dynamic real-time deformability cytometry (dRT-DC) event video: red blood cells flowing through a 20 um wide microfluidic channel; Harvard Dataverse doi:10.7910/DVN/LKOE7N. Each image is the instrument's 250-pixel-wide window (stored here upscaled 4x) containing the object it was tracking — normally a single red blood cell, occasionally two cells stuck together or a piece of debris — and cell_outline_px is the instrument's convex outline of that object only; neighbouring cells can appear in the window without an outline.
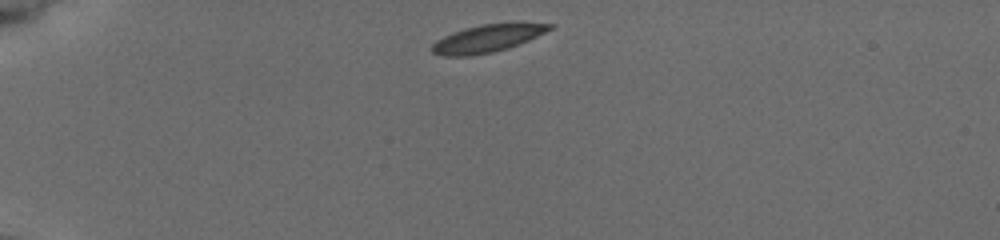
{"species": "common noctule bat (a hibernating species)", "species_latin": "Nyctalus noctula", "temperature_condition": "cold", "stored_images_in_passage": 42, "camera_frame_rate_fps": 3000, "um_per_image_px": 0.085, "animal": {"sex": "female", "body_mass_g": 19.5, "forearm_length_mm": 54.1}, "frame": {"image": 1, "passage_image": 1, "time_ms": 0.0, "image_size_px": [1000, 240], "cell_outline_px": [[556, 24], [552, 28], [528, 40], [508, 48], [492, 52], [472, 56], [444, 56], [432, 52], [432, 44], [436, 40], [452, 32], [464, 28], [480, 24]], "centroid_in_image_um": [41.34, 3.29], "position_along_channel_um": 43.7, "area_um2": 18.44}}
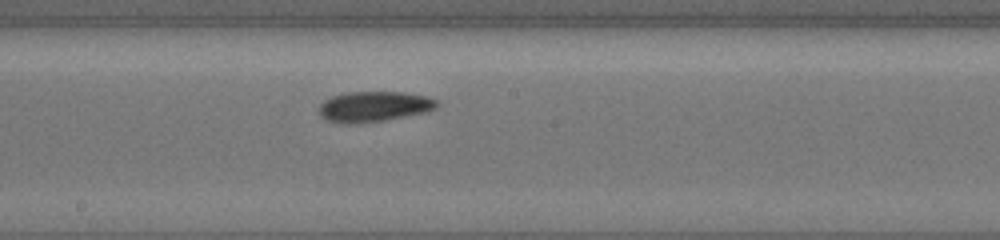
{"frame": {"image": 2, "passage_image": 19, "time_ms": 6.0, "image_size_px": [1000, 240], "cell_outline_px": [[440, 100], [436, 108], [428, 112], [384, 120], [356, 124], [340, 124], [328, 120], [320, 116], [320, 104], [324, 100], [332, 96], [348, 92], [404, 92], [428, 96]], "centroid_in_image_um": [31.82, 9.06], "position_along_channel_um": 216.4, "area_um2": 21.15}}
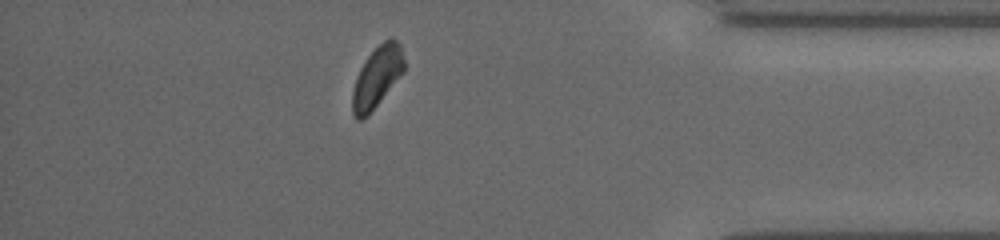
{"frame": {"image": 3, "passage_image": 36, "time_ms": 11.667, "image_size_px": [1000, 240], "cell_outline_px": [[404, 72], [368, 116], [360, 120], [356, 120], [352, 112], [352, 92], [356, 76], [360, 68], [368, 56], [388, 36], [392, 36], [400, 44], [404, 60]], "centroid_in_image_um": [32.04, 6.56], "position_along_channel_um": 403.2, "area_um2": 18.5}, "authors_computed_cell_mechanics": {"area_um2": 19.7098, "velocity_mm_per_s": 3.7316, "shape_relaxation_time_tau1_ms": 4.4649, "shape_relaxation_time_tau2_ms": null, "deformation_change_tau1": 0.0884, "deformation_change_tau2": null}}